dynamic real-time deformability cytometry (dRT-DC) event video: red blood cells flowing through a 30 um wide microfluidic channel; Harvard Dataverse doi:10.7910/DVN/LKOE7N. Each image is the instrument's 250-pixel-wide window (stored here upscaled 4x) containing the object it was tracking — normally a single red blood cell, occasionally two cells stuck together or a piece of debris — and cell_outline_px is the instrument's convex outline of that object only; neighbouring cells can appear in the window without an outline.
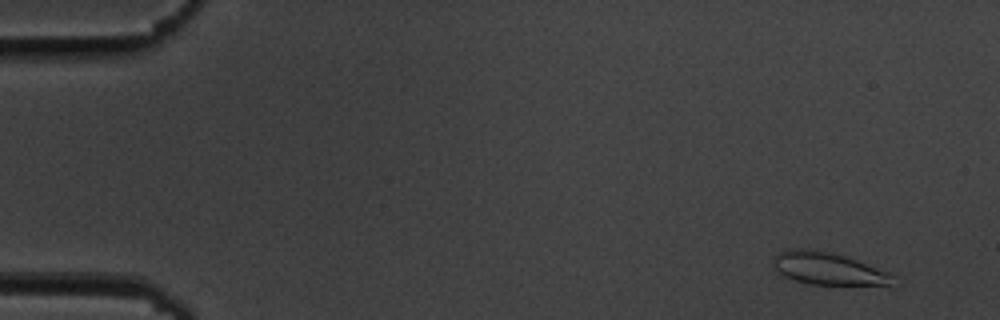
{"species": "common noctule bat (a hibernating species)", "species_latin": "Nyctalus noctula", "temperature_condition": "cold", "stored_images_in_passage": 56, "camera_frame_rate_fps": 3000, "um_per_image_px": 0.085, "animal": {"sex": "male", "body_mass_g": 19.5, "forearm_length_mm": 54.6}, "frame": {"image": 1, "passage_image": 4, "time_ms": 1.0, "image_size_px": [1000, 320], "cell_outline_px": [[892, 280], [888, 284], [812, 284], [796, 280], [784, 276], [772, 268], [772, 260], [780, 252], [796, 248], [812, 248], [844, 256], [856, 260], [888, 272], [892, 276]], "centroid_in_image_um": [70.28, 22.81], "position_along_channel_um": 14.7, "area_um2": 21.96}}
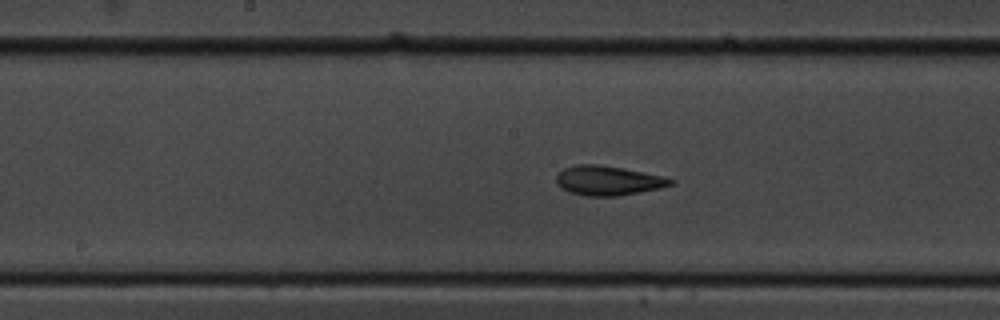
{"frame": {"image": 2, "passage_image": 29, "time_ms": 9.333, "image_size_px": [1000, 320], "cell_outline_px": [[676, 180], [672, 184], [660, 188], [640, 192], [616, 196], [588, 196], [568, 192], [560, 188], [556, 184], [556, 176], [564, 168], [576, 164], [596, 164], [624, 168], [664, 176]], "centroid_in_image_um": [51.67, 15.35], "position_along_channel_um": 196.5, "area_um2": 19.77}}
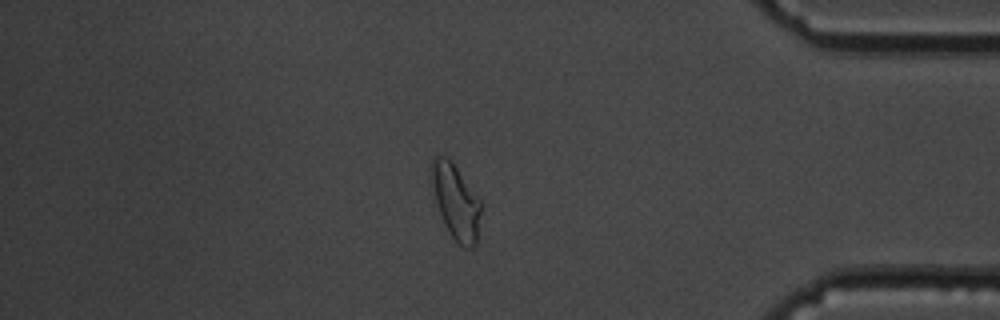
{"frame": {"image": 3, "passage_image": 48, "time_ms": 15.667, "image_size_px": [1000, 320], "cell_outline_px": [[484, 204], [476, 244], [472, 248], [464, 248], [452, 236], [440, 212], [428, 180], [432, 160], [436, 156], [444, 156], [456, 168]], "centroid_in_image_um": [38.76, 17.15], "position_along_channel_um": 396.4, "area_um2": 21.62}, "authors_computed_cell_mechanics": {"area_um2": 20.5479, "velocity_mm_per_s": 3.5981, "shape_relaxation_time_tau1_ms": 4.314, "shape_relaxation_time_tau2_ms": 2.6389, "deformation_change_tau1": 0.143, "deformation_change_tau2": 0.0843}}